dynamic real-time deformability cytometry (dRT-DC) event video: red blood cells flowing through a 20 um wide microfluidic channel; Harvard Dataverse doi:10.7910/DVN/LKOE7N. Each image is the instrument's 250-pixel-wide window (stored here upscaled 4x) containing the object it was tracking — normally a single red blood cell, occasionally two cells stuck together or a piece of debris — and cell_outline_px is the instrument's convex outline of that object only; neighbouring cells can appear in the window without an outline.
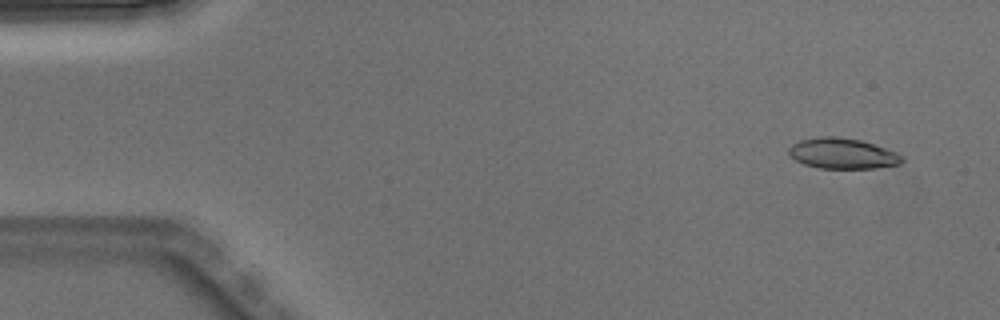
{"species": "Egyptian fruit bat (a non-hibernating species)", "species_latin": "Rousettus aegyptiacus", "temperature_condition": "warm", "stored_images_in_passage": 5, "camera_frame_rate_fps": 3000, "um_per_image_px": 0.085, "animal": {"sex": "male"}, "frame": {"image": 1, "passage_image": 2, "time_ms": 0.333, "image_size_px": [1000, 320], "cell_outline_px": [[904, 160], [900, 164], [876, 168], [820, 168], [804, 164], [796, 160], [788, 152], [788, 148], [792, 144], [800, 140], [820, 136], [836, 136], [860, 140], [896, 152], [904, 156]], "centroid_in_image_um": [71.62, 13.04], "position_along_channel_um": 13.4, "area_um2": 20.11}}
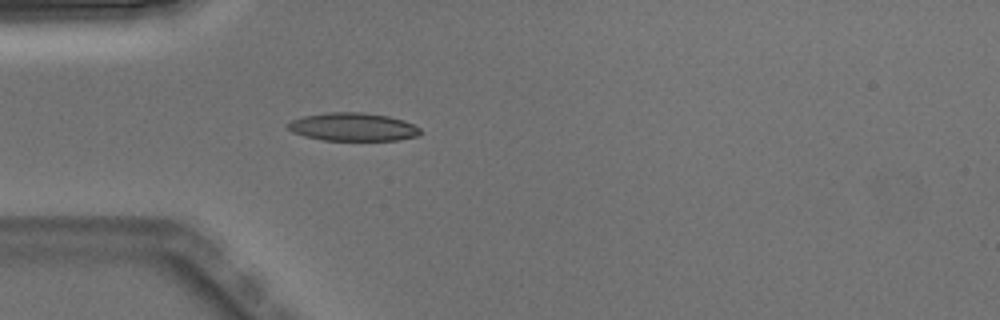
{"frame": {"image": 2, "passage_image": 5, "time_ms": 1.333, "image_size_px": [1000, 320], "cell_outline_px": [[424, 132], [416, 136], [396, 140], [324, 140], [304, 136], [292, 132], [288, 128], [288, 124], [292, 120], [304, 116], [328, 112], [360, 112], [388, 116], [404, 120], [420, 128]], "centroid_in_image_um": [30.02, 10.79], "position_along_channel_um": 55.0, "area_um2": 21.62}}